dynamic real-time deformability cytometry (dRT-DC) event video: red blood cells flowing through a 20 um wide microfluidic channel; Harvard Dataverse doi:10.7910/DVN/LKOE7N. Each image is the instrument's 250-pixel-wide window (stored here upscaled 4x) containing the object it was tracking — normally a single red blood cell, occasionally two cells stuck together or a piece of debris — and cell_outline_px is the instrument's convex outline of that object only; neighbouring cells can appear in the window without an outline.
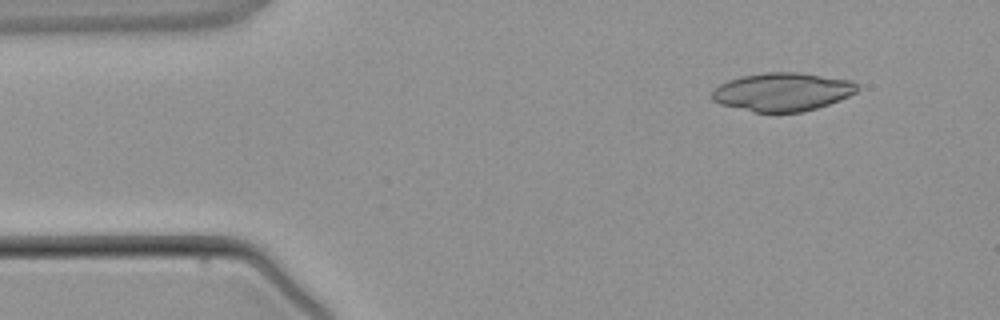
{"species": "common noctule bat (a hibernating species)", "species_latin": "Nyctalus noctula", "temperature_condition": "warm", "stored_images_in_passage": 3, "camera_frame_rate_fps": 3000, "um_per_image_px": 0.085, "animal": {"sex": "male", "body_mass_g": 21.5, "forearm_length_mm": 52.0}, "frame": {"image": 1, "passage_image": 1, "time_ms": 0.0, "image_size_px": [1000, 320], "cell_outline_px": [[860, 88], [856, 92], [840, 100], [804, 112], [776, 116], [752, 112], [720, 104], [712, 100], [712, 92], [720, 84], [728, 80], [740, 76], [764, 72], [800, 72], [852, 80]], "centroid_in_image_um": [66.5, 7.84], "position_along_channel_um": 18.5, "area_um2": 33.41}}